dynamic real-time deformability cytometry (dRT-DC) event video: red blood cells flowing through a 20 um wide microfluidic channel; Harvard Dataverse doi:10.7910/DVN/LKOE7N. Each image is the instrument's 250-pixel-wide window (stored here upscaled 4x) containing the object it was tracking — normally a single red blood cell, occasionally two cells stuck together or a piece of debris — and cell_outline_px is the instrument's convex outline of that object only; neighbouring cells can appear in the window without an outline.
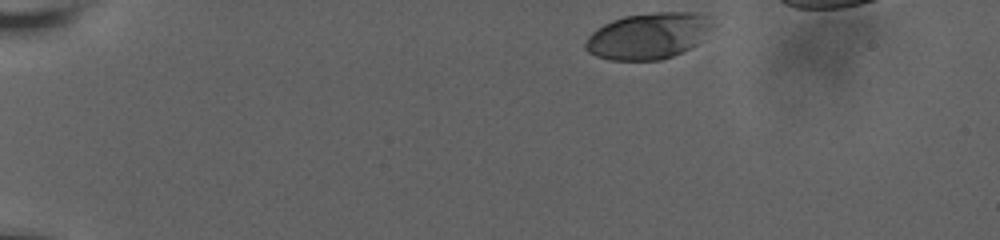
{"species": "human", "species_latin": "Homo sapiens", "temperature_condition": "room temperature", "stored_images_in_passage": 41, "camera_frame_rate_fps": 3000, "um_per_image_px": 0.085, "donor": {"sex": "male"}, "frame": {"image": 1, "passage_image": 1, "time_ms": 0.0, "image_size_px": [1000, 240], "cell_outline_px": [[716, 24], [696, 44], [672, 56], [660, 60], [608, 60], [596, 56], [588, 52], [584, 48], [584, 44], [588, 36], [596, 28], [612, 20], [624, 16], [656, 12], [712, 12]], "centroid_in_image_um": [55.16, 3.02], "position_along_channel_um": 29.8, "area_um2": 34.8}}
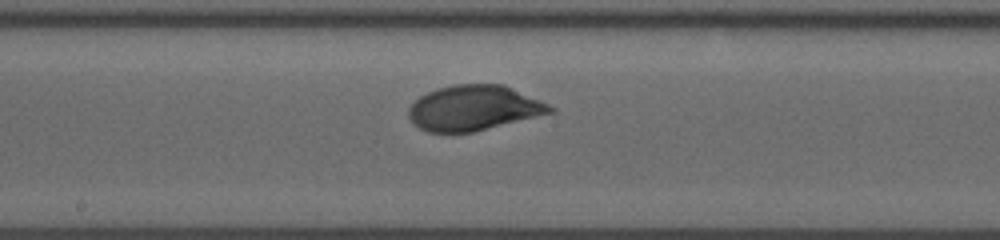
{"frame": {"image": 2, "passage_image": 24, "time_ms": 7.667, "image_size_px": [1000, 240], "cell_outline_px": [[556, 112], [472, 132], [428, 132], [420, 128], [408, 116], [408, 108], [420, 96], [436, 88], [452, 84], [504, 84], [540, 100], [556, 108]], "centroid_in_image_um": [40.3, 9.17], "position_along_channel_um": 207.9, "area_um2": 37.17}}
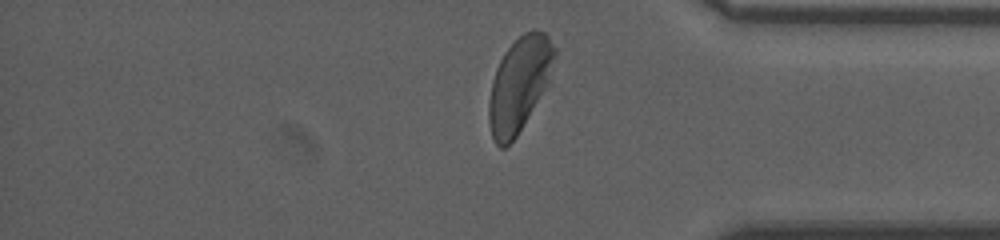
{"frame": {"image": 3, "passage_image": 40, "time_ms": 13.0, "image_size_px": [1000, 240], "cell_outline_px": [[556, 56], [548, 80], [544, 88], [516, 136], [504, 148], [500, 148], [496, 144], [492, 136], [488, 120], [488, 104], [492, 80], [496, 68], [504, 52], [524, 32], [532, 28], [536, 28], [544, 32], [548, 36], [556, 48]], "centroid_in_image_um": [44.12, 7.12], "position_along_channel_um": 391.1, "area_um2": 35.55}, "authors_computed_cell_mechanics": {"area_um2": 36.8186, "velocity_mm_per_s": 3.6242, "shape_relaxation_time_tau1_ms": 3.0285, "shape_relaxation_time_tau2_ms": null, "deformation_change_tau1": 0.141, "deformation_change_tau2": null}}